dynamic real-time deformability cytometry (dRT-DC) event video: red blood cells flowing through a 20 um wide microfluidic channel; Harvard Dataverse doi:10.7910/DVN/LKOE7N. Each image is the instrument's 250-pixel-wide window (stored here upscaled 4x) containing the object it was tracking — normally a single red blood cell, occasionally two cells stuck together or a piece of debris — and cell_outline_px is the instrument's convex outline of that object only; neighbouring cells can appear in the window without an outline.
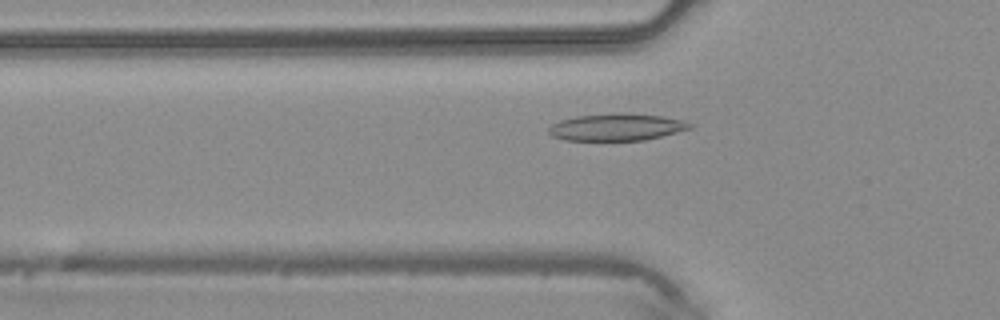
{"species": "common noctule bat (a hibernating species)", "species_latin": "Nyctalus noctula", "temperature_condition": "warm", "stored_images_in_passage": 41, "camera_frame_rate_fps": 3000, "um_per_image_px": 0.085, "animal": {"sex": "male", "body_mass_g": 20.4}, "frame": {"image": 1, "passage_image": 11, "time_ms": 3.333, "image_size_px": [1000, 320], "cell_outline_px": [[692, 128], [644, 140], [568, 140], [552, 136], [548, 132], [548, 128], [552, 124], [560, 120], [576, 116], [616, 112], [624, 112], [664, 116], [688, 120], [692, 124]], "centroid_in_image_um": [52.44, 10.78], "position_along_channel_um": 73.4, "area_um2": 22.48}}
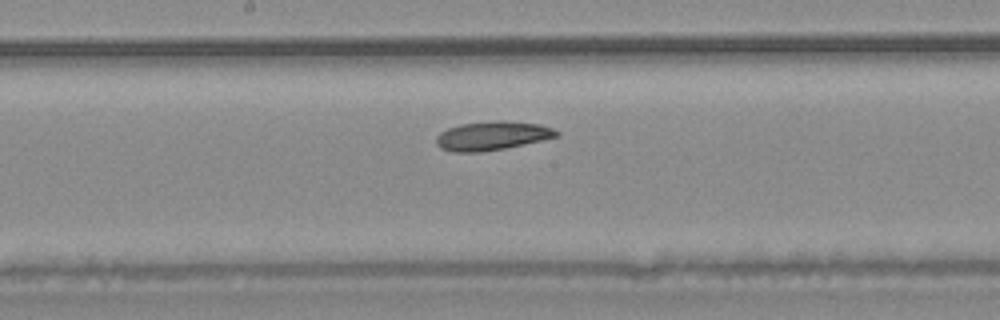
{"frame": {"image": 2, "passage_image": 20, "time_ms": 6.333, "image_size_px": [1000, 320], "cell_outline_px": [[560, 136], [504, 148], [480, 152], [452, 152], [440, 148], [436, 144], [436, 136], [440, 132], [448, 128], [460, 124], [496, 120], [500, 120], [540, 124], [552, 128], [560, 132]], "centroid_in_image_um": [41.81, 11.53], "position_along_channel_um": 206.4, "area_um2": 20.23}}
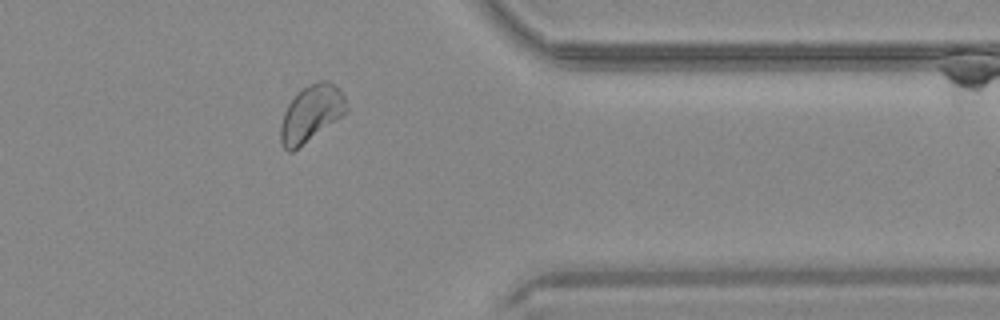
{"frame": {"image": 3, "passage_image": 33, "time_ms": 10.667, "image_size_px": [1000, 320], "cell_outline_px": [[348, 112], [292, 152], [288, 152], [280, 144], [280, 128], [284, 112], [288, 104], [308, 84], [316, 80], [328, 80], [336, 84], [340, 88], [344, 96], [348, 108]], "centroid_in_image_um": [26.47, 9.63], "position_along_channel_um": 384.9, "area_um2": 21.68}}